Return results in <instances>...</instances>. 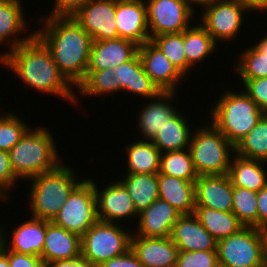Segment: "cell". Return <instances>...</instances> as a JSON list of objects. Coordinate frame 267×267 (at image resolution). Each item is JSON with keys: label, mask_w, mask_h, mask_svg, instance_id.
<instances>
[{"label": "cell", "mask_w": 267, "mask_h": 267, "mask_svg": "<svg viewBox=\"0 0 267 267\" xmlns=\"http://www.w3.org/2000/svg\"><path fill=\"white\" fill-rule=\"evenodd\" d=\"M18 178L15 176L10 163L9 152L0 150V197L8 200V192H11L13 185Z\"/></svg>", "instance_id": "b9f144b4"}, {"label": "cell", "mask_w": 267, "mask_h": 267, "mask_svg": "<svg viewBox=\"0 0 267 267\" xmlns=\"http://www.w3.org/2000/svg\"><path fill=\"white\" fill-rule=\"evenodd\" d=\"M261 235L263 239V258H267V228L261 229Z\"/></svg>", "instance_id": "816d5d0a"}, {"label": "cell", "mask_w": 267, "mask_h": 267, "mask_svg": "<svg viewBox=\"0 0 267 267\" xmlns=\"http://www.w3.org/2000/svg\"><path fill=\"white\" fill-rule=\"evenodd\" d=\"M113 70L117 79V92L127 91L150 99L162 92L145 72L138 53Z\"/></svg>", "instance_id": "cb8c5ba5"}, {"label": "cell", "mask_w": 267, "mask_h": 267, "mask_svg": "<svg viewBox=\"0 0 267 267\" xmlns=\"http://www.w3.org/2000/svg\"><path fill=\"white\" fill-rule=\"evenodd\" d=\"M127 157V171L131 174H157L159 172L161 152L152 143V141H144L137 139L125 147Z\"/></svg>", "instance_id": "f1b7e54d"}, {"label": "cell", "mask_w": 267, "mask_h": 267, "mask_svg": "<svg viewBox=\"0 0 267 267\" xmlns=\"http://www.w3.org/2000/svg\"><path fill=\"white\" fill-rule=\"evenodd\" d=\"M218 48L217 43L199 23L184 30V52L187 63L193 68Z\"/></svg>", "instance_id": "d6a6232c"}, {"label": "cell", "mask_w": 267, "mask_h": 267, "mask_svg": "<svg viewBox=\"0 0 267 267\" xmlns=\"http://www.w3.org/2000/svg\"><path fill=\"white\" fill-rule=\"evenodd\" d=\"M145 72L162 92H177L179 81L185 78L171 61L151 41L138 47Z\"/></svg>", "instance_id": "5bb4252c"}, {"label": "cell", "mask_w": 267, "mask_h": 267, "mask_svg": "<svg viewBox=\"0 0 267 267\" xmlns=\"http://www.w3.org/2000/svg\"><path fill=\"white\" fill-rule=\"evenodd\" d=\"M0 64L40 93L53 94L72 103L78 101L75 87L60 72L50 51L35 35L28 42L1 54Z\"/></svg>", "instance_id": "7a4b0ae2"}, {"label": "cell", "mask_w": 267, "mask_h": 267, "mask_svg": "<svg viewBox=\"0 0 267 267\" xmlns=\"http://www.w3.org/2000/svg\"><path fill=\"white\" fill-rule=\"evenodd\" d=\"M238 156L267 162V113L235 147Z\"/></svg>", "instance_id": "836d02e7"}, {"label": "cell", "mask_w": 267, "mask_h": 267, "mask_svg": "<svg viewBox=\"0 0 267 267\" xmlns=\"http://www.w3.org/2000/svg\"><path fill=\"white\" fill-rule=\"evenodd\" d=\"M81 256V237L63 227L47 221L42 255L45 264Z\"/></svg>", "instance_id": "603a6c76"}, {"label": "cell", "mask_w": 267, "mask_h": 267, "mask_svg": "<svg viewBox=\"0 0 267 267\" xmlns=\"http://www.w3.org/2000/svg\"><path fill=\"white\" fill-rule=\"evenodd\" d=\"M77 178L76 172L62 161L55 169L31 178L28 201L32 217L51 222L81 182Z\"/></svg>", "instance_id": "277c9868"}, {"label": "cell", "mask_w": 267, "mask_h": 267, "mask_svg": "<svg viewBox=\"0 0 267 267\" xmlns=\"http://www.w3.org/2000/svg\"><path fill=\"white\" fill-rule=\"evenodd\" d=\"M218 265L219 261L217 250H179V255L175 267H217Z\"/></svg>", "instance_id": "ab89813d"}, {"label": "cell", "mask_w": 267, "mask_h": 267, "mask_svg": "<svg viewBox=\"0 0 267 267\" xmlns=\"http://www.w3.org/2000/svg\"><path fill=\"white\" fill-rule=\"evenodd\" d=\"M170 239L179 250H217V240L203 227L194 214L181 215L173 225Z\"/></svg>", "instance_id": "44dd1931"}, {"label": "cell", "mask_w": 267, "mask_h": 267, "mask_svg": "<svg viewBox=\"0 0 267 267\" xmlns=\"http://www.w3.org/2000/svg\"><path fill=\"white\" fill-rule=\"evenodd\" d=\"M45 267H93L82 255L76 259L59 260L45 264Z\"/></svg>", "instance_id": "7dc6e473"}, {"label": "cell", "mask_w": 267, "mask_h": 267, "mask_svg": "<svg viewBox=\"0 0 267 267\" xmlns=\"http://www.w3.org/2000/svg\"><path fill=\"white\" fill-rule=\"evenodd\" d=\"M257 192L233 187L232 212L244 227L257 228Z\"/></svg>", "instance_id": "74e56055"}, {"label": "cell", "mask_w": 267, "mask_h": 267, "mask_svg": "<svg viewBox=\"0 0 267 267\" xmlns=\"http://www.w3.org/2000/svg\"><path fill=\"white\" fill-rule=\"evenodd\" d=\"M93 184L99 221L122 223V219L127 221L132 216L138 219L139 214L134 208L132 198L118 179L106 184L101 191L98 190L97 183L93 181Z\"/></svg>", "instance_id": "4fadbf2b"}, {"label": "cell", "mask_w": 267, "mask_h": 267, "mask_svg": "<svg viewBox=\"0 0 267 267\" xmlns=\"http://www.w3.org/2000/svg\"><path fill=\"white\" fill-rule=\"evenodd\" d=\"M42 16L39 19L43 27L34 35L50 51L60 72L77 88L86 77L93 40L74 17Z\"/></svg>", "instance_id": "6da1fadb"}, {"label": "cell", "mask_w": 267, "mask_h": 267, "mask_svg": "<svg viewBox=\"0 0 267 267\" xmlns=\"http://www.w3.org/2000/svg\"><path fill=\"white\" fill-rule=\"evenodd\" d=\"M116 3L117 0H88L73 17L93 41L116 39Z\"/></svg>", "instance_id": "7c38bea8"}, {"label": "cell", "mask_w": 267, "mask_h": 267, "mask_svg": "<svg viewBox=\"0 0 267 267\" xmlns=\"http://www.w3.org/2000/svg\"><path fill=\"white\" fill-rule=\"evenodd\" d=\"M235 71L241 79H256L267 77V35L248 49L240 52L235 61Z\"/></svg>", "instance_id": "1f68e13d"}, {"label": "cell", "mask_w": 267, "mask_h": 267, "mask_svg": "<svg viewBox=\"0 0 267 267\" xmlns=\"http://www.w3.org/2000/svg\"><path fill=\"white\" fill-rule=\"evenodd\" d=\"M82 96H101L117 92V79L113 69L87 71L85 79L77 86Z\"/></svg>", "instance_id": "8d00e7d4"}, {"label": "cell", "mask_w": 267, "mask_h": 267, "mask_svg": "<svg viewBox=\"0 0 267 267\" xmlns=\"http://www.w3.org/2000/svg\"><path fill=\"white\" fill-rule=\"evenodd\" d=\"M18 114L8 111L1 115L0 112V150H9L20 141L30 129L28 124L17 116Z\"/></svg>", "instance_id": "f35d334b"}, {"label": "cell", "mask_w": 267, "mask_h": 267, "mask_svg": "<svg viewBox=\"0 0 267 267\" xmlns=\"http://www.w3.org/2000/svg\"><path fill=\"white\" fill-rule=\"evenodd\" d=\"M98 267H144L130 249L126 253L103 262Z\"/></svg>", "instance_id": "f6af8a7d"}, {"label": "cell", "mask_w": 267, "mask_h": 267, "mask_svg": "<svg viewBox=\"0 0 267 267\" xmlns=\"http://www.w3.org/2000/svg\"><path fill=\"white\" fill-rule=\"evenodd\" d=\"M0 267H10L7 258V248L0 243Z\"/></svg>", "instance_id": "681fc988"}, {"label": "cell", "mask_w": 267, "mask_h": 267, "mask_svg": "<svg viewBox=\"0 0 267 267\" xmlns=\"http://www.w3.org/2000/svg\"><path fill=\"white\" fill-rule=\"evenodd\" d=\"M181 214L168 202L158 198L139 213L136 235L149 238L170 237L173 225Z\"/></svg>", "instance_id": "ffe728a7"}, {"label": "cell", "mask_w": 267, "mask_h": 267, "mask_svg": "<svg viewBox=\"0 0 267 267\" xmlns=\"http://www.w3.org/2000/svg\"><path fill=\"white\" fill-rule=\"evenodd\" d=\"M200 15V24L212 36L213 40L231 41L236 39L241 31L243 14L249 12L246 8L232 0H221L204 7Z\"/></svg>", "instance_id": "8fae6325"}, {"label": "cell", "mask_w": 267, "mask_h": 267, "mask_svg": "<svg viewBox=\"0 0 267 267\" xmlns=\"http://www.w3.org/2000/svg\"><path fill=\"white\" fill-rule=\"evenodd\" d=\"M115 17L119 38L133 41L139 46L151 41L144 0H117Z\"/></svg>", "instance_id": "9a60e30c"}, {"label": "cell", "mask_w": 267, "mask_h": 267, "mask_svg": "<svg viewBox=\"0 0 267 267\" xmlns=\"http://www.w3.org/2000/svg\"><path fill=\"white\" fill-rule=\"evenodd\" d=\"M98 220L93 180L85 178L73 189L52 222L82 237Z\"/></svg>", "instance_id": "ba28073f"}, {"label": "cell", "mask_w": 267, "mask_h": 267, "mask_svg": "<svg viewBox=\"0 0 267 267\" xmlns=\"http://www.w3.org/2000/svg\"><path fill=\"white\" fill-rule=\"evenodd\" d=\"M88 0H54L49 17H73Z\"/></svg>", "instance_id": "7bdbcfd3"}, {"label": "cell", "mask_w": 267, "mask_h": 267, "mask_svg": "<svg viewBox=\"0 0 267 267\" xmlns=\"http://www.w3.org/2000/svg\"><path fill=\"white\" fill-rule=\"evenodd\" d=\"M130 249L144 267H175L179 255L170 237L149 238L133 233Z\"/></svg>", "instance_id": "ac0fdd59"}, {"label": "cell", "mask_w": 267, "mask_h": 267, "mask_svg": "<svg viewBox=\"0 0 267 267\" xmlns=\"http://www.w3.org/2000/svg\"><path fill=\"white\" fill-rule=\"evenodd\" d=\"M49 129L30 128L9 150L11 167L20 180L31 179L55 169L61 162Z\"/></svg>", "instance_id": "3957f363"}, {"label": "cell", "mask_w": 267, "mask_h": 267, "mask_svg": "<svg viewBox=\"0 0 267 267\" xmlns=\"http://www.w3.org/2000/svg\"><path fill=\"white\" fill-rule=\"evenodd\" d=\"M158 173L187 181H196L199 176L195 170L189 149L162 153Z\"/></svg>", "instance_id": "e575fe53"}, {"label": "cell", "mask_w": 267, "mask_h": 267, "mask_svg": "<svg viewBox=\"0 0 267 267\" xmlns=\"http://www.w3.org/2000/svg\"><path fill=\"white\" fill-rule=\"evenodd\" d=\"M219 265L223 267H263L261 229L244 227L217 241Z\"/></svg>", "instance_id": "9c48e42d"}, {"label": "cell", "mask_w": 267, "mask_h": 267, "mask_svg": "<svg viewBox=\"0 0 267 267\" xmlns=\"http://www.w3.org/2000/svg\"><path fill=\"white\" fill-rule=\"evenodd\" d=\"M119 180L128 190L139 214L159 198L157 174L127 173Z\"/></svg>", "instance_id": "f546056e"}, {"label": "cell", "mask_w": 267, "mask_h": 267, "mask_svg": "<svg viewBox=\"0 0 267 267\" xmlns=\"http://www.w3.org/2000/svg\"><path fill=\"white\" fill-rule=\"evenodd\" d=\"M175 92H161L151 98V102L145 104L138 114V129L144 141H153L159 130L168 122L179 109L169 101L174 100ZM153 100V101H152ZM177 108V109H176Z\"/></svg>", "instance_id": "7402d4cb"}, {"label": "cell", "mask_w": 267, "mask_h": 267, "mask_svg": "<svg viewBox=\"0 0 267 267\" xmlns=\"http://www.w3.org/2000/svg\"><path fill=\"white\" fill-rule=\"evenodd\" d=\"M237 2L242 7L251 11H266L267 12V0H232Z\"/></svg>", "instance_id": "c3c4849f"}, {"label": "cell", "mask_w": 267, "mask_h": 267, "mask_svg": "<svg viewBox=\"0 0 267 267\" xmlns=\"http://www.w3.org/2000/svg\"><path fill=\"white\" fill-rule=\"evenodd\" d=\"M47 221L31 217V219L13 228L7 236L0 224L1 243L10 251L41 256L45 242ZM11 236V239L8 238Z\"/></svg>", "instance_id": "e0dca14e"}, {"label": "cell", "mask_w": 267, "mask_h": 267, "mask_svg": "<svg viewBox=\"0 0 267 267\" xmlns=\"http://www.w3.org/2000/svg\"><path fill=\"white\" fill-rule=\"evenodd\" d=\"M138 47L135 42L123 38L93 41L87 71L114 69L130 61L138 53Z\"/></svg>", "instance_id": "d6986e66"}, {"label": "cell", "mask_w": 267, "mask_h": 267, "mask_svg": "<svg viewBox=\"0 0 267 267\" xmlns=\"http://www.w3.org/2000/svg\"><path fill=\"white\" fill-rule=\"evenodd\" d=\"M212 107L210 123L235 147L265 114L244 91H224Z\"/></svg>", "instance_id": "5b68a950"}, {"label": "cell", "mask_w": 267, "mask_h": 267, "mask_svg": "<svg viewBox=\"0 0 267 267\" xmlns=\"http://www.w3.org/2000/svg\"><path fill=\"white\" fill-rule=\"evenodd\" d=\"M151 42L158 47L185 77L191 66L187 63L184 52V31L180 33L157 35Z\"/></svg>", "instance_id": "d590c367"}, {"label": "cell", "mask_w": 267, "mask_h": 267, "mask_svg": "<svg viewBox=\"0 0 267 267\" xmlns=\"http://www.w3.org/2000/svg\"><path fill=\"white\" fill-rule=\"evenodd\" d=\"M181 113V111H178L166 122L152 141L161 154L189 148L193 132L189 127L190 124L187 121V116Z\"/></svg>", "instance_id": "83f0119b"}, {"label": "cell", "mask_w": 267, "mask_h": 267, "mask_svg": "<svg viewBox=\"0 0 267 267\" xmlns=\"http://www.w3.org/2000/svg\"><path fill=\"white\" fill-rule=\"evenodd\" d=\"M22 3L20 0H2L0 2V44L7 41L10 45L8 50L14 49L21 44L28 42L34 32L23 38H14L19 33L23 35L27 22L23 13Z\"/></svg>", "instance_id": "484cf974"}, {"label": "cell", "mask_w": 267, "mask_h": 267, "mask_svg": "<svg viewBox=\"0 0 267 267\" xmlns=\"http://www.w3.org/2000/svg\"><path fill=\"white\" fill-rule=\"evenodd\" d=\"M188 1H189L190 6L192 7V9L194 10L195 9L194 7L196 4H197V6L199 5L200 8L201 7L204 8L207 5L213 4V3L217 2V1H221V0H188Z\"/></svg>", "instance_id": "f907efd6"}, {"label": "cell", "mask_w": 267, "mask_h": 267, "mask_svg": "<svg viewBox=\"0 0 267 267\" xmlns=\"http://www.w3.org/2000/svg\"><path fill=\"white\" fill-rule=\"evenodd\" d=\"M159 198L168 202L181 215L195 210V181L157 173Z\"/></svg>", "instance_id": "d4e9b609"}, {"label": "cell", "mask_w": 267, "mask_h": 267, "mask_svg": "<svg viewBox=\"0 0 267 267\" xmlns=\"http://www.w3.org/2000/svg\"><path fill=\"white\" fill-rule=\"evenodd\" d=\"M131 236L120 222L97 221L81 237V255L98 267L113 257L120 256L131 248Z\"/></svg>", "instance_id": "52a82bcc"}, {"label": "cell", "mask_w": 267, "mask_h": 267, "mask_svg": "<svg viewBox=\"0 0 267 267\" xmlns=\"http://www.w3.org/2000/svg\"><path fill=\"white\" fill-rule=\"evenodd\" d=\"M150 39L180 33L190 27L195 14L188 0H145Z\"/></svg>", "instance_id": "30bf717a"}, {"label": "cell", "mask_w": 267, "mask_h": 267, "mask_svg": "<svg viewBox=\"0 0 267 267\" xmlns=\"http://www.w3.org/2000/svg\"><path fill=\"white\" fill-rule=\"evenodd\" d=\"M264 262H263V267H267V258H263Z\"/></svg>", "instance_id": "f5cc1de1"}, {"label": "cell", "mask_w": 267, "mask_h": 267, "mask_svg": "<svg viewBox=\"0 0 267 267\" xmlns=\"http://www.w3.org/2000/svg\"><path fill=\"white\" fill-rule=\"evenodd\" d=\"M207 124L195 129L189 144L195 170L198 175L228 174L235 146L212 123Z\"/></svg>", "instance_id": "8992f818"}, {"label": "cell", "mask_w": 267, "mask_h": 267, "mask_svg": "<svg viewBox=\"0 0 267 267\" xmlns=\"http://www.w3.org/2000/svg\"><path fill=\"white\" fill-rule=\"evenodd\" d=\"M233 186L227 174L199 175L195 181V207L232 211Z\"/></svg>", "instance_id": "2e32d148"}, {"label": "cell", "mask_w": 267, "mask_h": 267, "mask_svg": "<svg viewBox=\"0 0 267 267\" xmlns=\"http://www.w3.org/2000/svg\"><path fill=\"white\" fill-rule=\"evenodd\" d=\"M257 228H267V185L257 192Z\"/></svg>", "instance_id": "bcb514c9"}, {"label": "cell", "mask_w": 267, "mask_h": 267, "mask_svg": "<svg viewBox=\"0 0 267 267\" xmlns=\"http://www.w3.org/2000/svg\"><path fill=\"white\" fill-rule=\"evenodd\" d=\"M233 156L235 159L231 161L227 174L233 187L258 192L267 185V169H264L267 162L244 158L236 153Z\"/></svg>", "instance_id": "4316f807"}, {"label": "cell", "mask_w": 267, "mask_h": 267, "mask_svg": "<svg viewBox=\"0 0 267 267\" xmlns=\"http://www.w3.org/2000/svg\"><path fill=\"white\" fill-rule=\"evenodd\" d=\"M7 258L10 267H45V263L39 256L17 253L7 249Z\"/></svg>", "instance_id": "ee69618b"}, {"label": "cell", "mask_w": 267, "mask_h": 267, "mask_svg": "<svg viewBox=\"0 0 267 267\" xmlns=\"http://www.w3.org/2000/svg\"><path fill=\"white\" fill-rule=\"evenodd\" d=\"M244 84V92L267 113V77L256 79H241Z\"/></svg>", "instance_id": "60d3db41"}, {"label": "cell", "mask_w": 267, "mask_h": 267, "mask_svg": "<svg viewBox=\"0 0 267 267\" xmlns=\"http://www.w3.org/2000/svg\"><path fill=\"white\" fill-rule=\"evenodd\" d=\"M193 214L217 241L244 228V225L232 211L226 212L206 207H195Z\"/></svg>", "instance_id": "4dcf8cb0"}]
</instances>
